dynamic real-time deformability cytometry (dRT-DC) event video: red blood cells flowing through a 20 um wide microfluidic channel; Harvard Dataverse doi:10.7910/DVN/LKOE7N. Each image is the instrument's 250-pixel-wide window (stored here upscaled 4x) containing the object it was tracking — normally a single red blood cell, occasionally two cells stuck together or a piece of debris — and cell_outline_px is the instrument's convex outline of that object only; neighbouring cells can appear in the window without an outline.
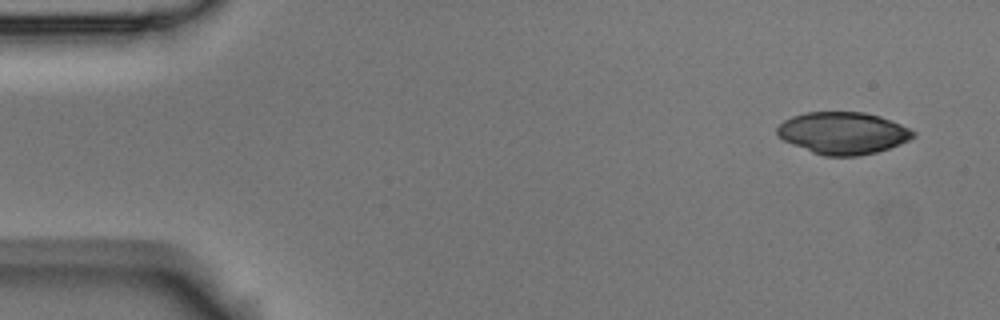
{"species": "Egyptian fruit bat (a non-hibernating species)", "species_latin": "Rousettus aegyptiacus", "temperature_condition": "room temperature", "stored_images_in_passage": 5, "camera_frame_rate_fps": 3000, "um_per_image_px": 0.085, "animal": {"sex": "male"}, "frame": {"image": 1, "passage_image": 1, "time_ms": 0.0, "image_size_px": [1000, 320], "cell_outline_px": [[916, 136], [900, 144], [876, 152], [860, 156], [824, 156], [812, 152], [792, 144], [784, 140], [776, 132], [776, 128], [784, 120], [792, 116], [804, 112], [864, 112], [880, 116], [900, 124], [916, 132]], "centroid_in_image_um": [71.65, 11.31], "position_along_channel_um": 13.3, "area_um2": 33.29}}